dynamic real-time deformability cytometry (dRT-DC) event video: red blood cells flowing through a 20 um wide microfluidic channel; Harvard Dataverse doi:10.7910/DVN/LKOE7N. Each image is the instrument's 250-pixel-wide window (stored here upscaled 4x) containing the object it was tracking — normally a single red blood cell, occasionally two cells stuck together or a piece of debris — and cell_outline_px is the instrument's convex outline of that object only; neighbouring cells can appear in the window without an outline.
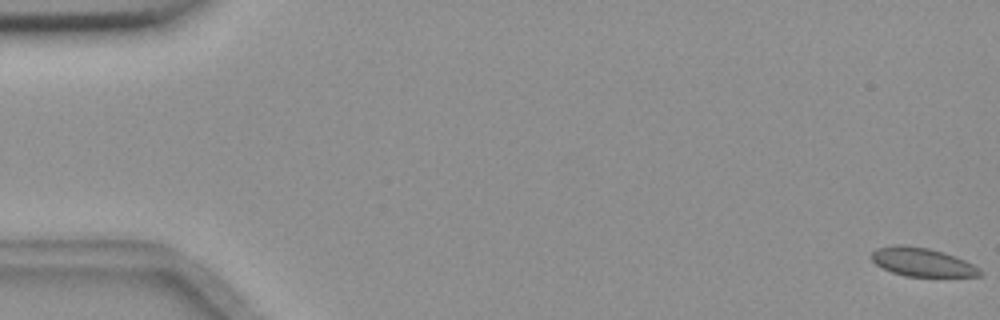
{"species": "common noctule bat (a hibernating species)", "species_latin": "Nyctalus noctula", "temperature_condition": "room temperature", "stored_images_in_passage": 8, "camera_frame_rate_fps": 3000, "um_per_image_px": 0.085, "animal": {"sex": "female", "body_mass_g": 18.4}, "frame": {"image": 1, "passage_image": 1, "time_ms": 0.0, "image_size_px": [1000, 320], "cell_outline_px": [[984, 276], [904, 276], [892, 272], [876, 264], [872, 260], [872, 252], [876, 248], [896, 244], [904, 244], [928, 248], [944, 252], [956, 256], [980, 268], [984, 272]], "centroid_in_image_um": [78.41, 22.27], "position_along_channel_um": 6.6, "area_um2": 18.15}}